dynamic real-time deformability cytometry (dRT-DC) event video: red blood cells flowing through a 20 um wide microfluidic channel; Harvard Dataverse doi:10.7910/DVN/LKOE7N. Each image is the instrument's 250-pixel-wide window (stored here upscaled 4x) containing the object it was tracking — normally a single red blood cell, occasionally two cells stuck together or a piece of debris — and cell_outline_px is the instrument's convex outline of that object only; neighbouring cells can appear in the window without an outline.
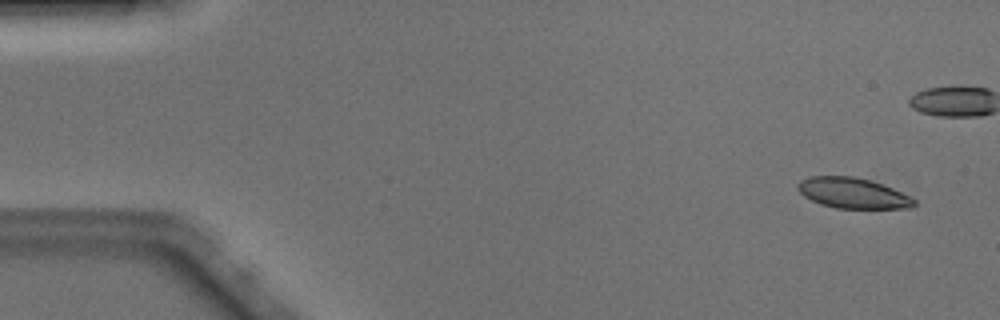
{"species": "Egyptian fruit bat (a non-hibernating species)", "species_latin": "Rousettus aegyptiacus", "temperature_condition": "warm", "stored_images_in_passage": 50, "camera_frame_rate_fps": 3000, "um_per_image_px": 0.085, "animal": {"sex": "male"}, "frame": {"image": 1, "passage_image": 3, "time_ms": 0.667, "image_size_px": [1000, 320], "cell_outline_px": [[916, 204], [912, 208], [836, 208], [820, 204], [804, 196], [796, 188], [796, 184], [800, 180], [808, 176], [852, 176], [868, 180], [892, 188], [916, 200]], "centroid_in_image_um": [72.44, 16.41], "position_along_channel_um": 12.6, "area_um2": 20.58}}
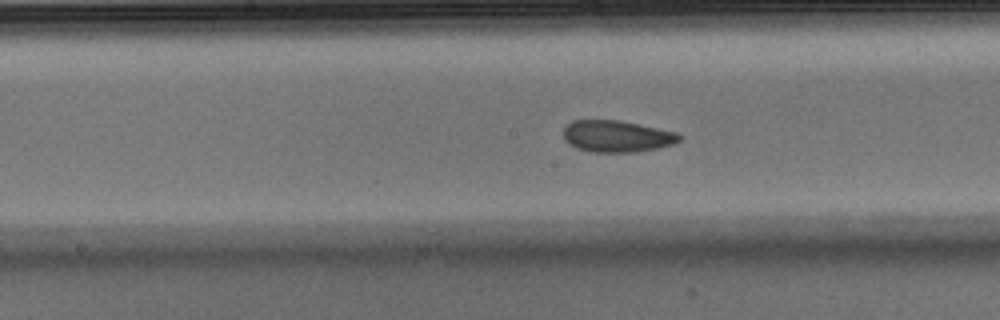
{"frame": {"image": 2, "passage_image": 25, "time_ms": 8.0, "image_size_px": [1000, 320], "cell_outline_px": [[680, 140], [672, 144], [656, 148], [632, 152], [596, 152], [576, 148], [564, 140], [564, 128], [572, 120], [620, 120], [640, 124], [676, 132], [680, 136]], "centroid_in_image_um": [52.4, 11.57], "position_along_channel_um": 195.8, "area_um2": 21.21}}
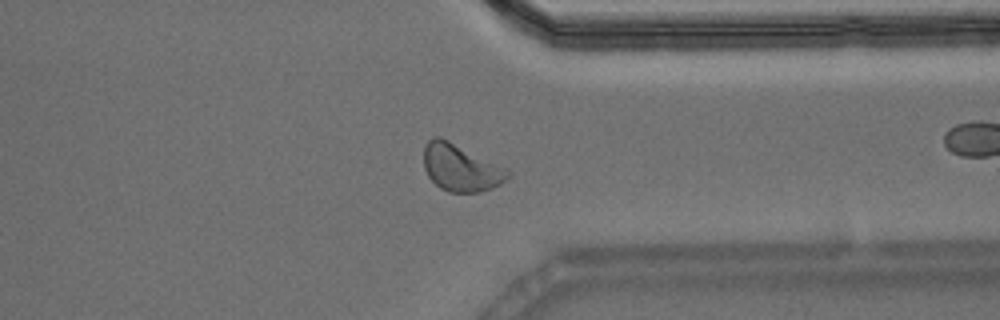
{"frame": {"image": 3, "passage_image": 38, "time_ms": 12.333, "image_size_px": [1000, 320], "cell_outline_px": [[512, 176], [500, 184], [492, 188], [476, 192], [448, 192], [440, 188], [428, 176], [424, 168], [424, 148], [428, 140], [436, 136], [440, 136], [512, 172]], "centroid_in_image_um": [39.14, 14.27], "position_along_channel_um": 372.3, "area_um2": 22.72}, "authors_computed_cell_mechanics": {"area_um2": 21.6172, "velocity_mm_per_s": 4.1158, "shape_relaxation_time_tau1_ms": 5.4583, "shape_relaxation_time_tau2_ms": 1.8526, "deformation_change_tau1": 0.1274, "deformation_change_tau2": 0.0868}}